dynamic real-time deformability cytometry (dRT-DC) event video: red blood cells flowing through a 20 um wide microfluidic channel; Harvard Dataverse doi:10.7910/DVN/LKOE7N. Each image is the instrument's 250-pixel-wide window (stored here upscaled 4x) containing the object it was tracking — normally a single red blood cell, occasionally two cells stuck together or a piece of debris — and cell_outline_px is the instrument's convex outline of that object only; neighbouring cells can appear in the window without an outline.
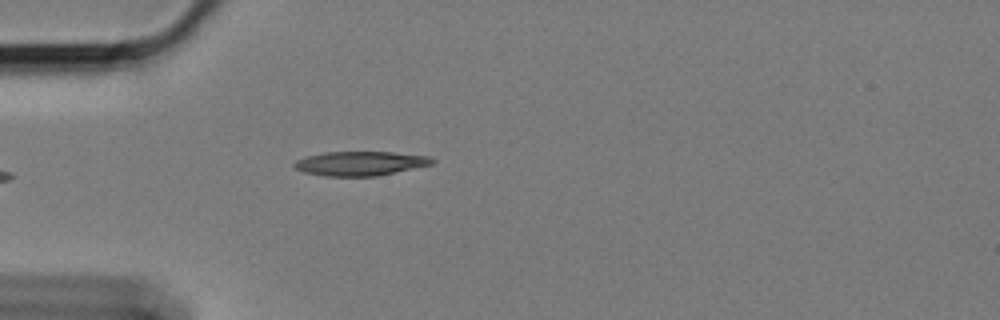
{"species": "Egyptian fruit bat (a non-hibernating species)", "species_latin": "Rousettus aegyptiacus", "temperature_condition": "cold", "stored_images_in_passage": 37, "camera_frame_rate_fps": 3000, "um_per_image_px": 0.085, "animal": {"sex": "female"}, "frame": {"image": 1, "passage_image": 2, "time_ms": 0.333, "image_size_px": [1000, 320], "cell_outline_px": [[436, 160], [432, 164], [376, 176], [324, 176], [304, 172], [296, 168], [292, 164], [296, 160], [308, 156], [328, 152], [392, 152], [428, 156]], "centroid_in_image_um": [30.61, 13.89], "position_along_channel_um": 54.4, "area_um2": 19.25}}
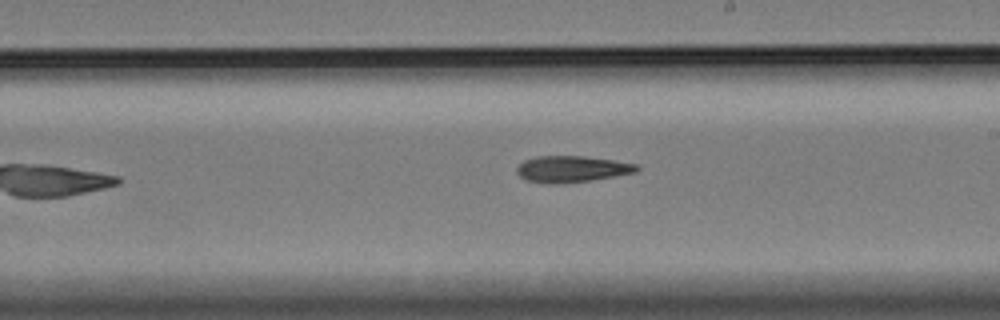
{"frame": {"image": 2, "passage_image": 19, "time_ms": 6.0, "image_size_px": [1000, 320], "cell_outline_px": [[640, 168], [636, 172], [616, 176], [592, 180], [556, 184], [544, 184], [524, 180], [516, 172], [516, 168], [524, 160], [536, 156], [584, 156], [612, 160], [636, 164]], "centroid_in_image_um": [48.56, 14.38], "position_along_channel_um": 240.4, "area_um2": 18.55}}
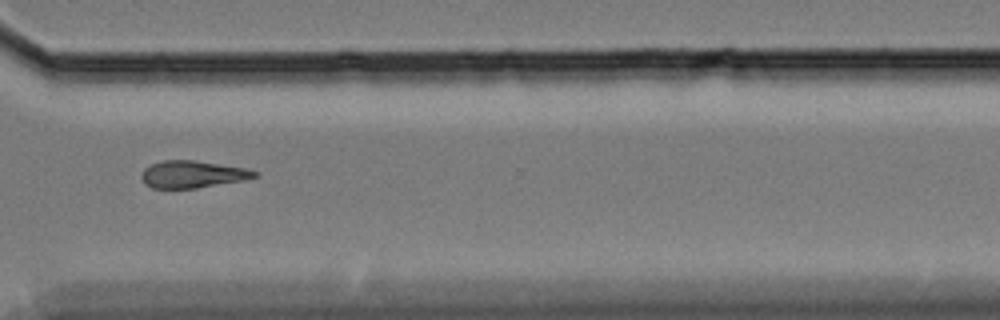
{"frame": {"image": 3, "passage_image": 29, "time_ms": 9.333, "image_size_px": [1000, 320], "cell_outline_px": [[260, 172], [256, 176], [244, 180], [196, 188], [152, 188], [144, 184], [140, 176], [144, 168], [152, 164], [164, 160], [192, 160], [244, 168]], "centroid_in_image_um": [16.32, 14.82], "position_along_channel_um": 354.3, "area_um2": 17.74}}